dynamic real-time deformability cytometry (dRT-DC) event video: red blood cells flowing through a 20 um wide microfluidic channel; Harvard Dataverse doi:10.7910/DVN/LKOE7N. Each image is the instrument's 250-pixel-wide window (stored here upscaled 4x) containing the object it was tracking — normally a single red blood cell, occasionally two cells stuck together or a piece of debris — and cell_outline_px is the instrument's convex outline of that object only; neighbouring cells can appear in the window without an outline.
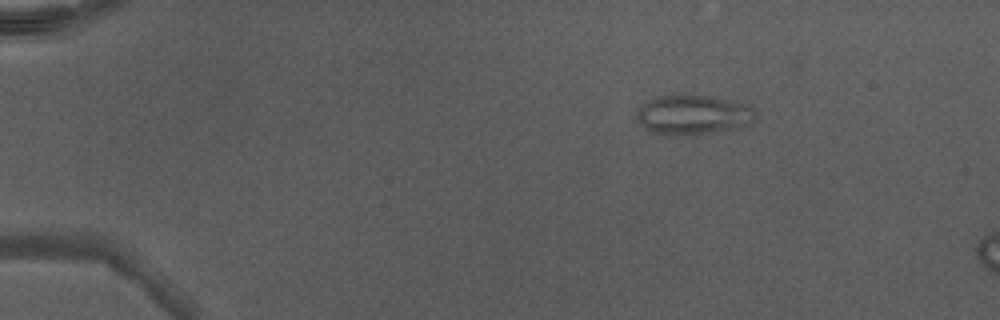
{"species": "Egyptian fruit bat (a non-hibernating species)", "species_latin": "Rousettus aegyptiacus", "temperature_condition": "warm", "stored_images_in_passage": 7, "camera_frame_rate_fps": 3000, "um_per_image_px": 0.085, "animal": {"sex": "male"}, "frame": {"image": 1, "passage_image": 1, "time_ms": 0.0, "image_size_px": [1000, 320], "cell_outline_px": [[756, 116], [748, 124], [732, 128], [712, 132], [688, 136], [664, 136], [648, 132], [644, 128], [636, 116], [636, 108], [648, 100], [656, 96], [684, 92], [688, 92], [712, 96], [748, 104], [756, 108]], "centroid_in_image_um": [58.84, 9.72], "position_along_channel_um": 26.2, "area_um2": 28.61}}